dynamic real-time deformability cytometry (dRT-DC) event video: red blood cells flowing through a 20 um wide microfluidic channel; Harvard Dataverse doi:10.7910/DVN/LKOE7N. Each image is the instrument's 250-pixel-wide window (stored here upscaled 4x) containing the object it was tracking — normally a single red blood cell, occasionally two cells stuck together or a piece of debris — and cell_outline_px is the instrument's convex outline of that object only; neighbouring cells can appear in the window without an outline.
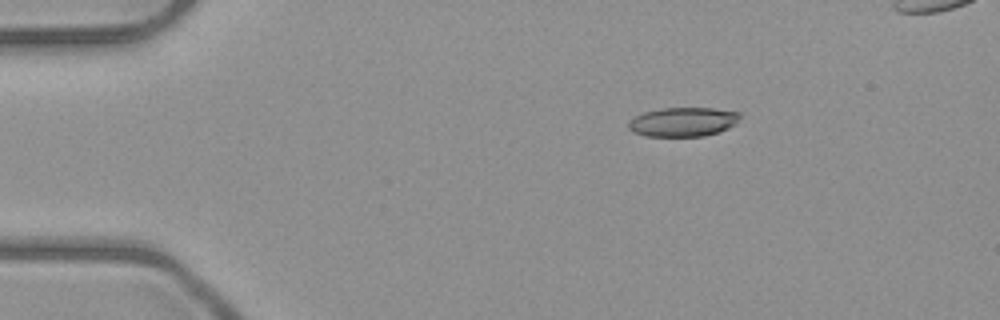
{"species": "common noctule bat (a hibernating species)", "species_latin": "Nyctalus noctula", "temperature_condition": "room temperature", "stored_images_in_passage": 4, "camera_frame_rate_fps": 3000, "um_per_image_px": 0.085, "animal": {"sex": "male", "body_mass_g": 23.1, "forearm_length_mm": 52.7}, "frame": {"image": 1, "passage_image": 1, "time_ms": 0.0, "image_size_px": [1000, 320], "cell_outline_px": [[740, 116], [736, 124], [720, 132], [704, 136], [644, 136], [632, 132], [628, 128], [628, 124], [636, 116], [644, 112], [660, 108], [712, 108], [740, 112]], "centroid_in_image_um": [58.07, 10.36], "position_along_channel_um": 26.9, "area_um2": 19.02}}